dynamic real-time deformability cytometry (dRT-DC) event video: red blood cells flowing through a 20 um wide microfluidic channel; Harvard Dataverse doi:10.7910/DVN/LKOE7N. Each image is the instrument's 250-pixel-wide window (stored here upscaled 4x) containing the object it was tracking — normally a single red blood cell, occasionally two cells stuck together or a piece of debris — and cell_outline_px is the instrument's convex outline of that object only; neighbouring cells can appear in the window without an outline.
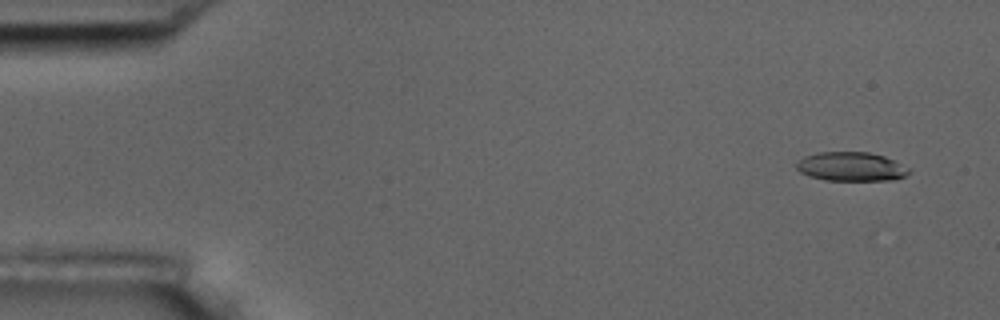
{"species": "common noctule bat (a hibernating species)", "species_latin": "Nyctalus noctula", "temperature_condition": "room temperature", "stored_images_in_passage": 21, "camera_frame_rate_fps": 3000, "um_per_image_px": 0.085, "animal": {"sex": "male", "body_mass_g": 17.5, "forearm_length_mm": 52.3}, "frame": {"image": 1, "passage_image": 3, "time_ms": 0.667, "image_size_px": [1000, 320], "cell_outline_px": [[912, 168], [904, 176], [892, 180], [824, 180], [808, 176], [800, 172], [796, 168], [796, 164], [804, 156], [816, 152], [868, 152], [884, 156]], "centroid_in_image_um": [72.33, 14.16], "position_along_channel_um": 12.7, "area_um2": 19.07}}
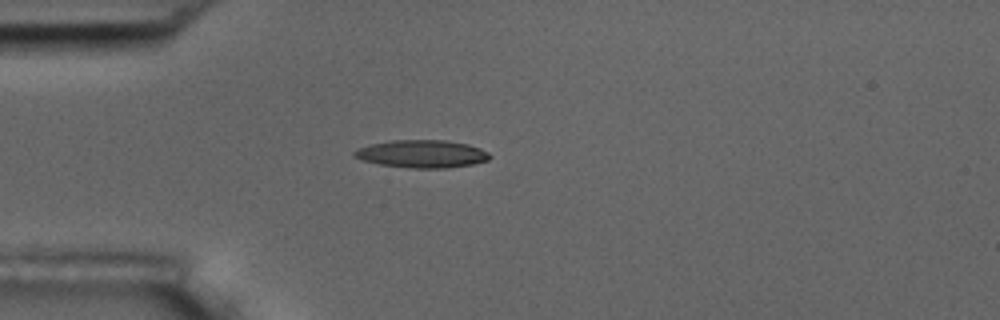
{"frame": {"image": 2, "passage_image": 15, "time_ms": 4.667, "image_size_px": [1000, 320], "cell_outline_px": [[492, 156], [488, 160], [472, 164], [448, 168], [412, 168], [380, 164], [360, 160], [352, 156], [352, 152], [356, 148], [372, 144], [392, 140], [444, 140], [468, 144], [480, 148], [488, 152]], "centroid_in_image_um": [35.84, 13.08], "position_along_channel_um": 49.2, "area_um2": 21.96}}